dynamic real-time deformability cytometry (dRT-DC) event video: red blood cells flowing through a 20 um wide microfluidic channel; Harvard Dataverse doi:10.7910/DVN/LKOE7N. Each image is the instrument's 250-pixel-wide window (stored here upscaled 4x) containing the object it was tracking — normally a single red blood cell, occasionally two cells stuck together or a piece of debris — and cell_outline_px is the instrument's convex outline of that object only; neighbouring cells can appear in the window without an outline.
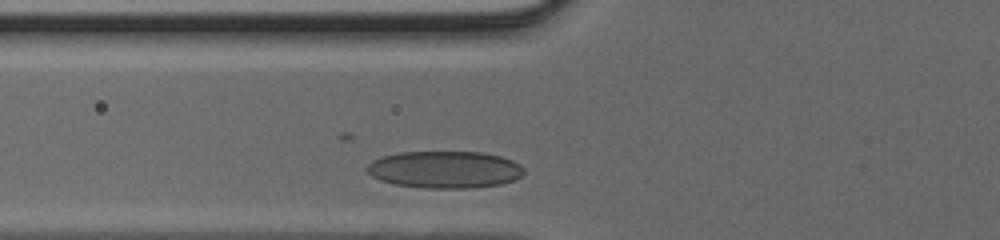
{"species": "human", "species_latin": "Homo sapiens", "temperature_condition": "cold", "stored_images_in_passage": 23, "camera_frame_rate_fps": 3000, "um_per_image_px": 0.085, "donor": {"sex": "male"}, "frame": {"image": 1, "passage_image": 3, "time_ms": 0.667, "image_size_px": [1000, 240], "cell_outline_px": [[524, 172], [520, 176], [512, 180], [500, 184], [468, 188], [424, 188], [392, 184], [380, 180], [372, 176], [364, 168], [372, 160], [384, 156], [400, 152], [484, 152], [500, 156], [512, 160], [520, 164], [524, 168]], "centroid_in_image_um": [37.78, 14.41], "position_along_channel_um": 88.0, "area_um2": 33.99}}
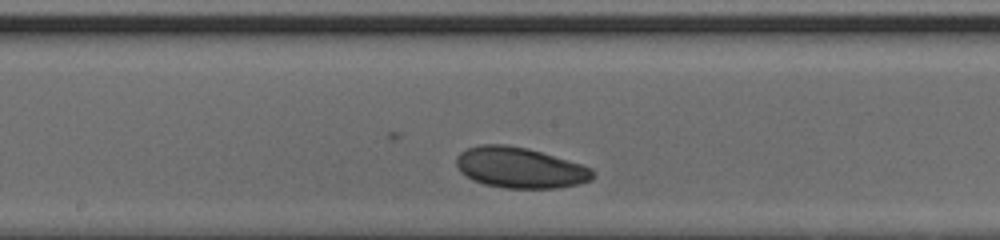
{"frame": {"image": 2, "passage_image": 11, "time_ms": 3.333, "image_size_px": [1000, 240], "cell_outline_px": [[596, 176], [592, 180], [580, 184], [556, 188], [504, 188], [484, 184], [472, 180], [460, 172], [456, 164], [456, 156], [460, 152], [468, 148], [480, 144], [504, 144], [528, 148], [580, 164], [592, 168], [596, 172]], "centroid_in_image_um": [44.2, 14.26], "position_along_channel_um": 204.0, "area_um2": 32.6}}
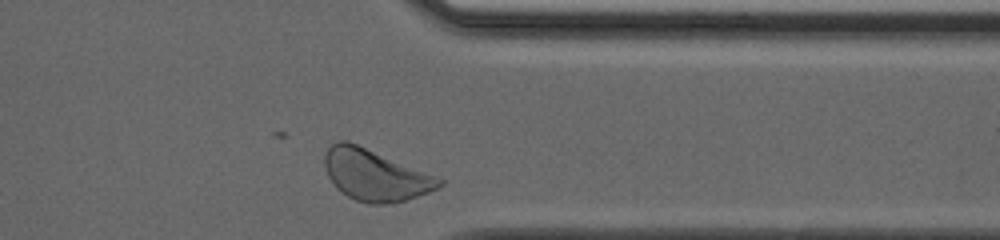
{"frame": {"image": 3, "passage_image": 23, "time_ms": 7.333, "image_size_px": [1000, 240], "cell_outline_px": [[444, 184], [428, 192], [392, 204], [368, 204], [356, 200], [348, 196], [336, 188], [328, 176], [324, 168], [324, 152], [332, 144], [340, 140], [348, 140], [436, 176], [444, 180]], "centroid_in_image_um": [31.85, 14.88], "position_along_channel_um": 379.6, "area_um2": 34.1}}